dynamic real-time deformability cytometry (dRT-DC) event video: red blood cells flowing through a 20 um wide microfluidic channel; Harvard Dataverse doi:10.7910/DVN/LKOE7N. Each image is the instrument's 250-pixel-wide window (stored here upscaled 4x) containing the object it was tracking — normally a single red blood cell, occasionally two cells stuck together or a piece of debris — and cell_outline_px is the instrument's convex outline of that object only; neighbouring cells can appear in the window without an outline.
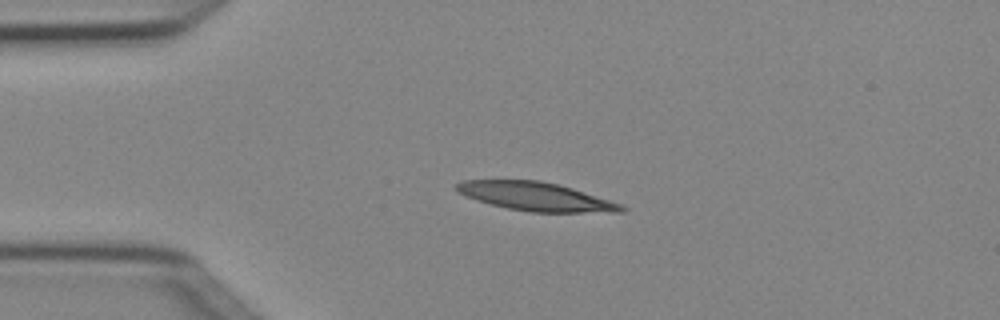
{"species": "Egyptian fruit bat (a non-hibernating species)", "species_latin": "Rousettus aegyptiacus", "temperature_condition": "cold", "stored_images_in_passage": 4, "camera_frame_rate_fps": 3000, "um_per_image_px": 0.085, "animal": {"sex": "female"}, "frame": {"image": 1, "passage_image": 1, "time_ms": 0.0, "image_size_px": [1000, 320], "cell_outline_px": [[628, 208], [624, 212], [528, 212], [508, 208], [476, 200], [464, 196], [456, 192], [456, 184], [460, 180], [540, 180], [572, 188], [620, 204]], "centroid_in_image_um": [45.49, 16.7], "position_along_channel_um": 39.5, "area_um2": 27.28}}
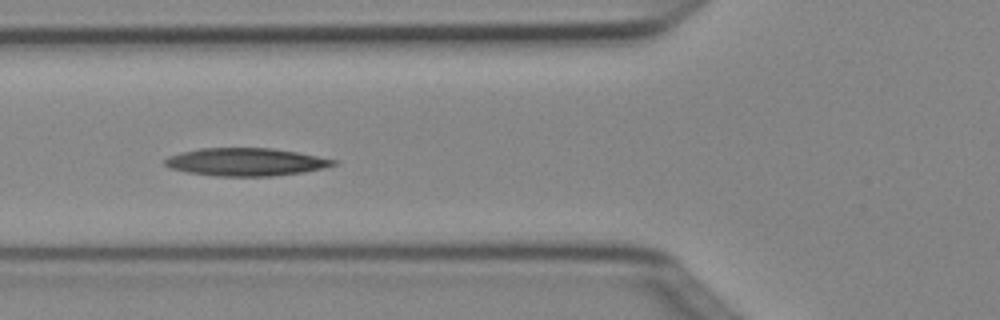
{"frame": {"image": 2, "passage_image": 3, "time_ms": 0.667, "image_size_px": [1000, 320], "cell_outline_px": [[340, 164], [324, 168], [304, 172], [272, 176], [216, 176], [188, 172], [168, 168], [164, 164], [164, 160], [168, 156], [180, 152], [200, 148], [272, 148], [296, 152], [340, 160]], "centroid_in_image_um": [20.93, 13.76], "position_along_channel_um": 104.9, "area_um2": 27.57}}
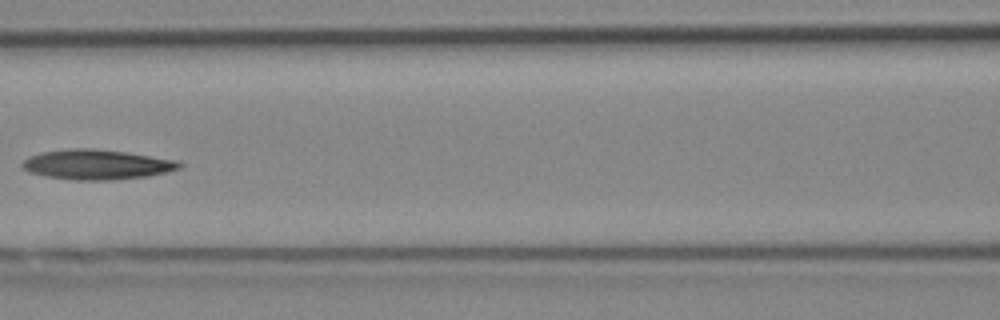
{"frame": {"image": 3, "passage_image": 4, "time_ms": 1.0, "image_size_px": [1000, 320], "cell_outline_px": [[184, 164], [180, 168], [168, 172], [148, 176], [112, 180], [76, 180], [48, 176], [28, 172], [20, 164], [28, 156], [40, 152], [72, 148], [92, 148], [124, 152], [180, 160]], "centroid_in_image_um": [8.26, 13.98], "position_along_channel_um": 158.3, "area_um2": 27.51}}